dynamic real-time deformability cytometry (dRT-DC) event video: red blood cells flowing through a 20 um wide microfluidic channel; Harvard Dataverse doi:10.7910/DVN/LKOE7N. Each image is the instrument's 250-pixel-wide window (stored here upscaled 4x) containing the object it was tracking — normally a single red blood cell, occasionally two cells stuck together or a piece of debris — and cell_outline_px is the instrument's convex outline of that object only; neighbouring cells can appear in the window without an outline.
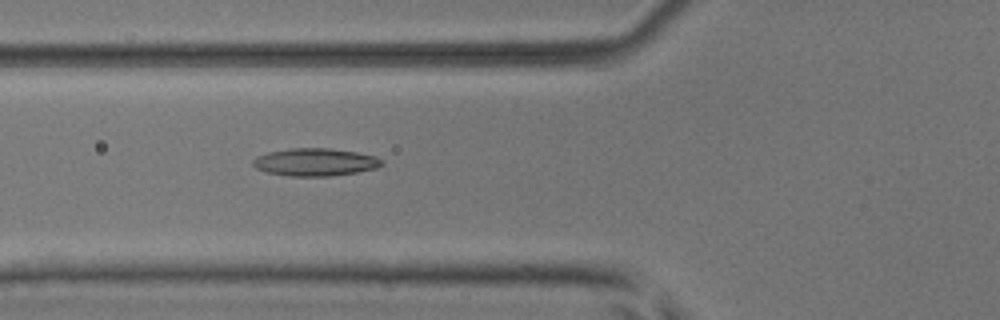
{"species": "common noctule bat (a hibernating species)", "species_latin": "Nyctalus noctula", "temperature_condition": "room temperature", "stored_images_in_passage": 51, "camera_frame_rate_fps": 3000, "um_per_image_px": 0.085, "animal": {"sex": "male", "body_mass_g": 17.9, "forearm_length_mm": 54.2}, "frame": {"image": 1, "passage_image": 20, "time_ms": 6.333, "image_size_px": [1000, 320], "cell_outline_px": [[384, 164], [376, 168], [356, 172], [332, 176], [292, 176], [268, 172], [256, 168], [252, 164], [252, 160], [256, 156], [268, 152], [288, 148], [328, 148], [356, 152], [376, 156]], "centroid_in_image_um": [26.77, 13.77], "position_along_channel_um": 99.0, "area_um2": 20.69}}
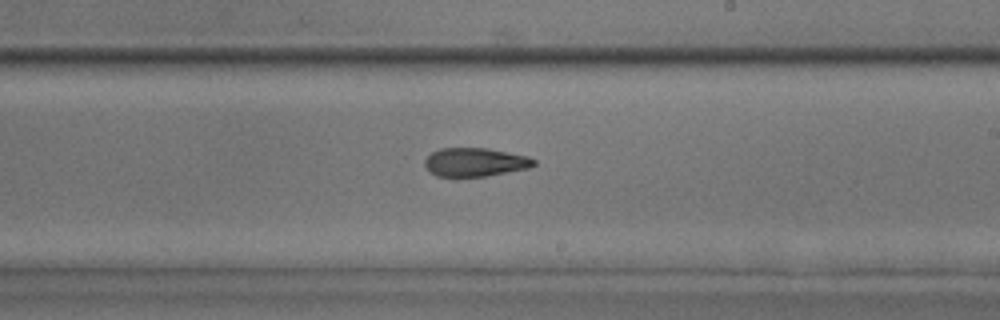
{"frame": {"image": 2, "passage_image": 31, "time_ms": 10.0, "image_size_px": [1000, 320], "cell_outline_px": [[536, 164], [528, 168], [488, 176], [436, 176], [424, 164], [424, 160], [432, 152], [440, 148], [488, 148], [528, 156], [536, 160]], "centroid_in_image_um": [40.41, 13.77], "position_along_channel_um": 248.6, "area_um2": 18.09}}
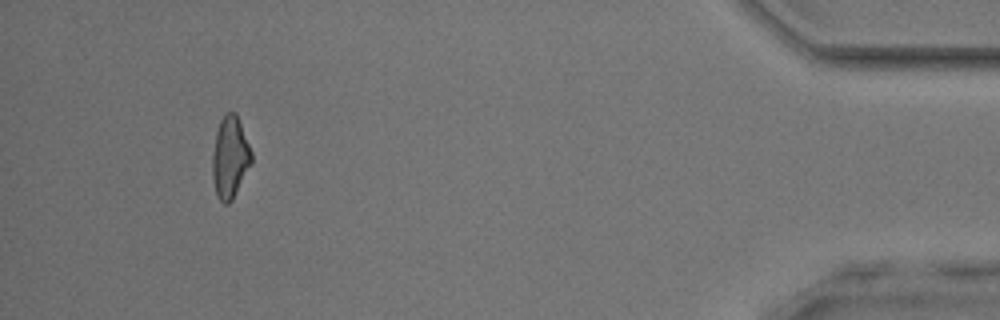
{"frame": {"image": 3, "passage_image": 48, "time_ms": 15.667, "image_size_px": [1000, 320], "cell_outline_px": [[252, 164], [232, 200], [228, 204], [224, 204], [216, 196], [212, 176], [212, 152], [216, 132], [220, 120], [224, 112], [236, 112], [252, 152]], "centroid_in_image_um": [19.55, 13.37], "position_along_channel_um": 415.7, "area_um2": 18.9}, "authors_computed_cell_mechanics": {"area_um2": 19.3052, "velocity_mm_per_s": 4.0931, "shape_relaxation_time_tau1_ms": null, "shape_relaxation_time_tau2_ms": 2.9875, "deformation_change_tau1": null, "deformation_change_tau2": 0.1146}}